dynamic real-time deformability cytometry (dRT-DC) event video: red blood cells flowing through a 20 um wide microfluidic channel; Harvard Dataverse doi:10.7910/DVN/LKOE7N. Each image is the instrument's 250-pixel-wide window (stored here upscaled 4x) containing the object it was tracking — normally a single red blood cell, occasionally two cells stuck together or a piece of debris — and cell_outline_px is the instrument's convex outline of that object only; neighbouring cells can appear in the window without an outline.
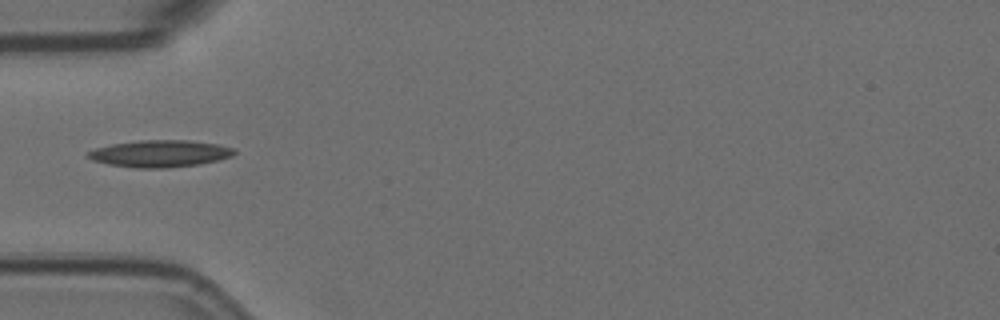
{"species": "Egyptian fruit bat (a non-hibernating species)", "species_latin": "Rousettus aegyptiacus", "temperature_condition": "room temperature", "stored_images_in_passage": 1, "camera_frame_rate_fps": 3000, "um_per_image_px": 0.085, "animal": {"sex": "female"}, "frame": {"image": 1, "passage_image": 1, "time_ms": 0.0, "image_size_px": [1000, 320], "cell_outline_px": [[236, 152], [232, 156], [200, 164], [164, 168], [136, 168], [108, 164], [92, 160], [84, 156], [88, 152], [96, 148], [112, 144], [140, 140], [188, 140], [216, 144], [236, 148]], "centroid_in_image_um": [13.58, 13.05], "position_along_channel_um": 71.4, "area_um2": 22.95}}